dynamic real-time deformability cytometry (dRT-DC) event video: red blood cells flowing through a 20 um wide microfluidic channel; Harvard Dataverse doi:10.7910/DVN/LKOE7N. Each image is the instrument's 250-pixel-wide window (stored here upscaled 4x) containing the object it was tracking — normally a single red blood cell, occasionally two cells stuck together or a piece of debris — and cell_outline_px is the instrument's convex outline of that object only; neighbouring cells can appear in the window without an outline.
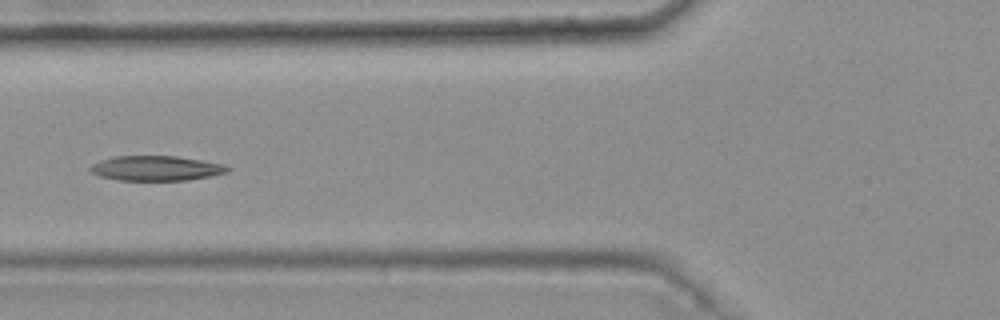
{"species": "common noctule bat (a hibernating species)", "species_latin": "Nyctalus noctula", "temperature_condition": "warm", "stored_images_in_passage": 6, "camera_frame_rate_fps": 3000, "um_per_image_px": 0.085, "animal": {"sex": "female", "body_mass_g": 25.1}, "frame": {"image": 1, "passage_image": 6, "time_ms": 1.667, "image_size_px": [1000, 320], "cell_outline_px": [[232, 168], [228, 172], [188, 180], [120, 180], [100, 176], [92, 172], [88, 168], [92, 164], [100, 160], [116, 156], [176, 156], [224, 164]], "centroid_in_image_um": [13.27, 14.3], "position_along_channel_um": 112.5, "area_um2": 19.77}}